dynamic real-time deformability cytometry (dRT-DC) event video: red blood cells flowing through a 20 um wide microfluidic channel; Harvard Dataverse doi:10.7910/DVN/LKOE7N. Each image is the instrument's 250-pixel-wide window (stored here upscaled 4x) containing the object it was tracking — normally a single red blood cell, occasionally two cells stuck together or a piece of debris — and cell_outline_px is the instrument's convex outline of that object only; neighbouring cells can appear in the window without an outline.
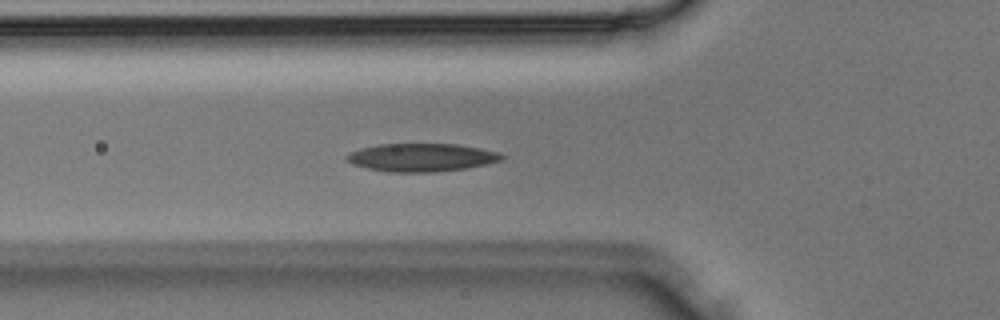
{"species": "Egyptian fruit bat (a non-hibernating species)", "species_latin": "Rousettus aegyptiacus", "temperature_condition": "room temperature", "stored_images_in_passage": 36, "camera_frame_rate_fps": 3000, "um_per_image_px": 0.085, "animal": {"sex": "male"}, "frame": {"image": 1, "passage_image": 12, "time_ms": 3.667, "image_size_px": [1000, 320], "cell_outline_px": [[504, 160], [488, 164], [468, 168], [436, 172], [388, 172], [368, 168], [352, 164], [344, 156], [348, 152], [360, 148], [376, 144], [456, 144], [480, 148], [500, 152], [504, 156]], "centroid_in_image_um": [35.84, 13.38], "position_along_channel_um": 90.0, "area_um2": 25.66}}
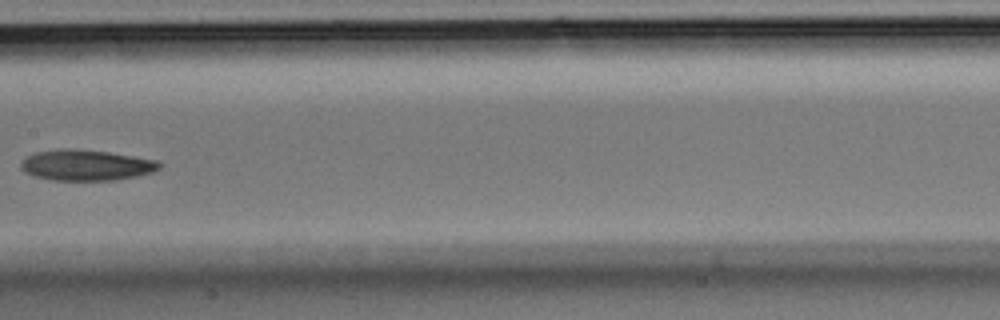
{"frame": {"image": 2, "passage_image": 18, "time_ms": 5.667, "image_size_px": [1000, 320], "cell_outline_px": [[160, 168], [152, 172], [136, 176], [112, 180], [52, 180], [36, 176], [24, 172], [20, 168], [20, 164], [28, 156], [36, 152], [64, 148], [68, 148], [108, 152], [160, 160]], "centroid_in_image_um": [7.34, 14.03], "position_along_channel_um": 200.1, "area_um2": 24.68}}
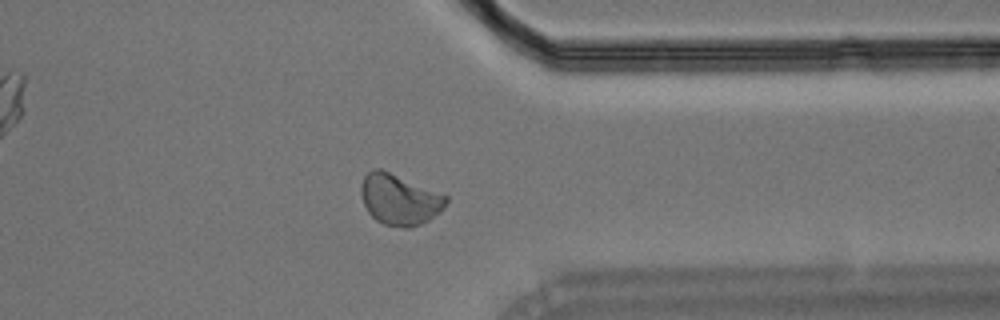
{"frame": {"image": 3, "passage_image": 28, "time_ms": 9.0, "image_size_px": [1000, 320], "cell_outline_px": [[448, 200], [444, 208], [440, 212], [428, 220], [412, 228], [404, 228], [384, 224], [376, 220], [368, 212], [364, 204], [360, 192], [360, 188], [364, 176], [372, 168], [380, 168], [448, 196]], "centroid_in_image_um": [33.94, 16.96], "position_along_channel_um": 377.5, "area_um2": 25.14}}